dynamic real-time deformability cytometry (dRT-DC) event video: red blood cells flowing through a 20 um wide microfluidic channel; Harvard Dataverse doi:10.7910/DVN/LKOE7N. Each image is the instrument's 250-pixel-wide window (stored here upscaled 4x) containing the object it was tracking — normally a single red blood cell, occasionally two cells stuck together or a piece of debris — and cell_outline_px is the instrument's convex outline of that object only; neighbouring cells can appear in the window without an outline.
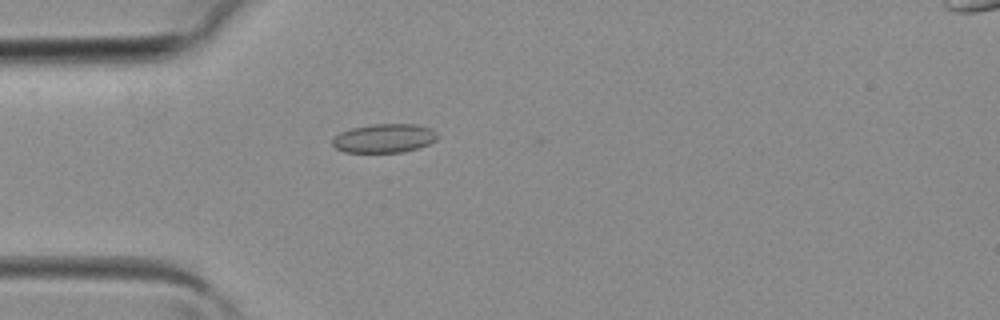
{"species": "common noctule bat (a hibernating species)", "species_latin": "Nyctalus noctula", "temperature_condition": "room temperature", "stored_images_in_passage": 30, "camera_frame_rate_fps": 3000, "um_per_image_px": 0.085, "animal": {"sex": "female", "body_mass_g": 19.3, "forearm_length_mm": 54.1}, "frame": {"image": 1, "passage_image": 2, "time_ms": 0.333, "image_size_px": [1000, 320], "cell_outline_px": [[440, 136], [436, 140], [420, 148], [404, 152], [344, 152], [336, 148], [332, 144], [332, 140], [340, 132], [352, 128], [372, 124], [416, 124], [432, 128]], "centroid_in_image_um": [32.7, 11.75], "position_along_channel_um": 52.3, "area_um2": 17.8}}
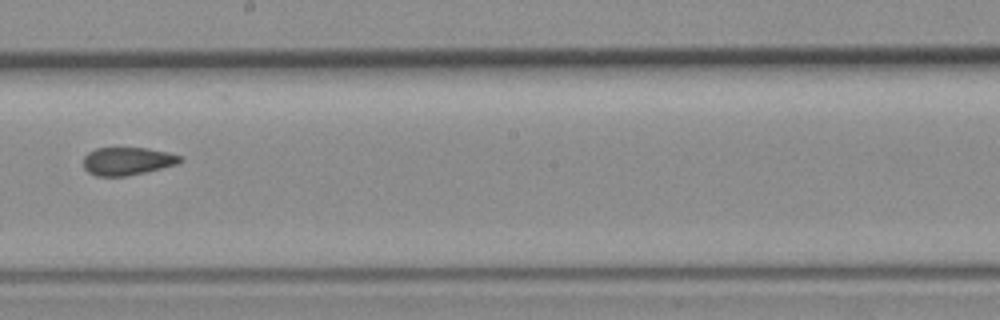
{"frame": {"image": 2, "passage_image": 13, "time_ms": 4.0, "image_size_px": [1000, 320], "cell_outline_px": [[184, 160], [176, 164], [128, 176], [96, 176], [88, 172], [84, 168], [84, 156], [88, 152], [96, 148], [148, 148], [168, 152], [184, 156]], "centroid_in_image_um": [10.84, 13.69], "position_along_channel_um": 237.4, "area_um2": 15.78}}
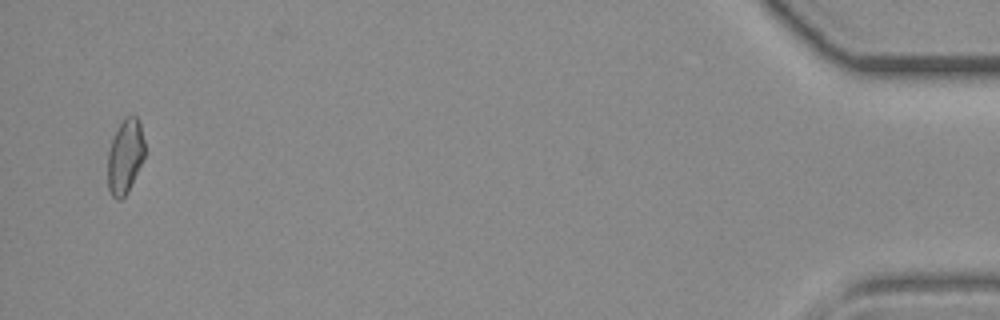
{"frame": {"image": 3, "passage_image": 29, "time_ms": 9.333, "image_size_px": [1000, 320], "cell_outline_px": [[144, 156], [128, 192], [120, 200], [116, 200], [112, 196], [108, 188], [108, 152], [112, 140], [124, 116], [136, 116], [140, 124], [144, 140]], "centroid_in_image_um": [10.63, 13.31], "position_along_channel_um": 424.6, "area_um2": 15.84}}